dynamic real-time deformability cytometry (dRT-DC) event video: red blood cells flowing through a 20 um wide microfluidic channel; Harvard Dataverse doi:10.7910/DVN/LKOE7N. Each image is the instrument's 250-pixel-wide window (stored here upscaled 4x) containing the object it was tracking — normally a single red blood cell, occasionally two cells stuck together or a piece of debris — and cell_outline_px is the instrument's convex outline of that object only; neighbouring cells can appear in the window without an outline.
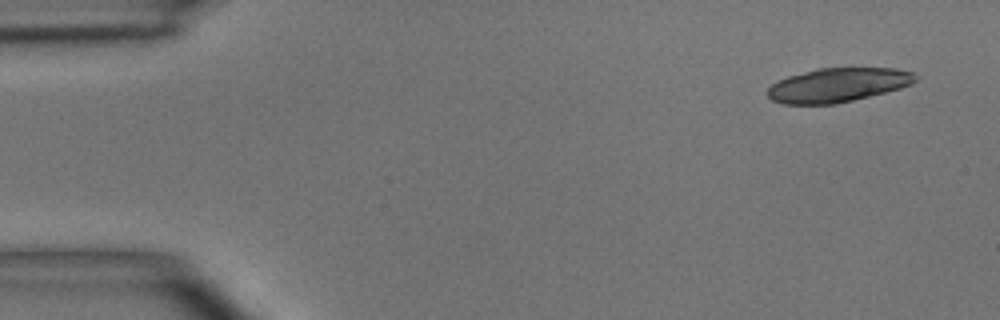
{"species": "common noctule bat (a hibernating species)", "species_latin": "Nyctalus noctula", "temperature_condition": "room temperature", "stored_images_in_passage": 3, "camera_frame_rate_fps": 3000, "um_per_image_px": 0.085, "animal": {"sex": "male", "body_mass_g": 15.6}, "frame": {"image": 1, "passage_image": 1, "time_ms": 0.0, "image_size_px": [1000, 320], "cell_outline_px": [[916, 80], [912, 84], [900, 88], [836, 104], [784, 104], [772, 100], [768, 96], [768, 88], [776, 80], [788, 76], [816, 68], [896, 68], [912, 72], [916, 76]], "centroid_in_image_um": [71.19, 7.22], "position_along_channel_um": 13.8, "area_um2": 29.25}}